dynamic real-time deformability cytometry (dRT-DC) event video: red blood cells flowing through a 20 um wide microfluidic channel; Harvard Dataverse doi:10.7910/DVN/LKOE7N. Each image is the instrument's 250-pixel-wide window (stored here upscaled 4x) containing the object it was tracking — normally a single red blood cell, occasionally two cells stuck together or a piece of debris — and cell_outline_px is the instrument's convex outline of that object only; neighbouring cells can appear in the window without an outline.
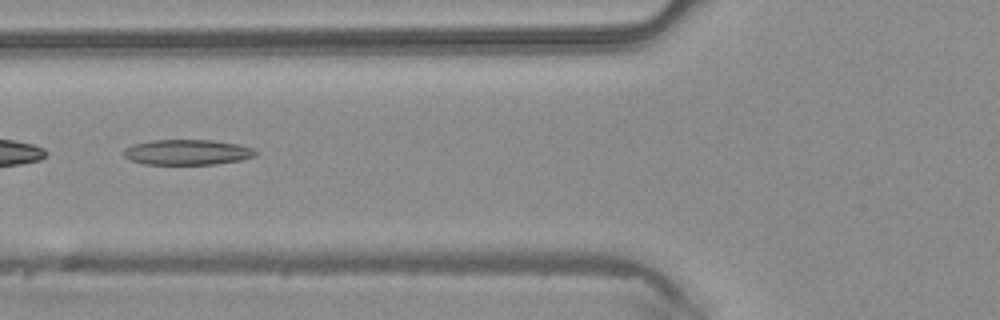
{"species": "common noctule bat (a hibernating species)", "species_latin": "Nyctalus noctula", "temperature_condition": "warm", "stored_images_in_passage": 32, "camera_frame_rate_fps": 3000, "um_per_image_px": 0.085, "animal": {"sex": "male", "body_mass_g": 20.4}, "frame": {"image": 1, "passage_image": 5, "time_ms": 1.333, "image_size_px": [1000, 320], "cell_outline_px": [[260, 152], [256, 156], [240, 160], [216, 164], [144, 164], [132, 160], [124, 156], [124, 148], [132, 144], [152, 140], [212, 140], [240, 144], [252, 148]], "centroid_in_image_um": [15.96, 12.93], "position_along_channel_um": 109.8, "area_um2": 19.59}}